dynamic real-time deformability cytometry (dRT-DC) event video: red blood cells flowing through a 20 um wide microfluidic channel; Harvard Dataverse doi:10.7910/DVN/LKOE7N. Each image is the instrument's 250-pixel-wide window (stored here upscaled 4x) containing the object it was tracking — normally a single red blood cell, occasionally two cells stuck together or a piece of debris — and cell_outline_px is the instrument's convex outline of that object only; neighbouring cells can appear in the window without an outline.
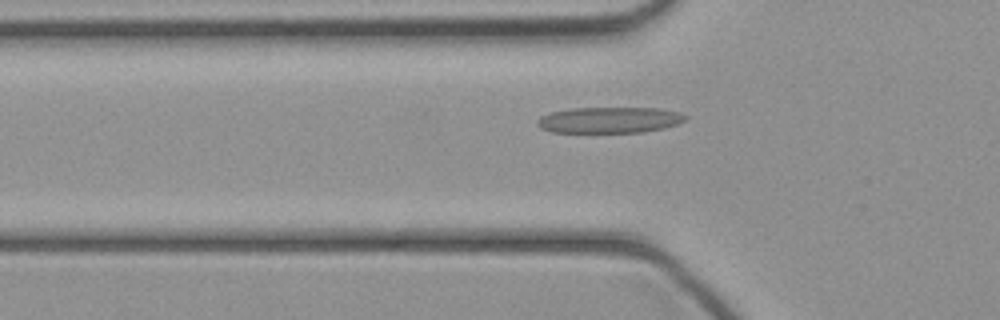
{"species": "common noctule bat (a hibernating species)", "species_latin": "Nyctalus noctula", "temperature_condition": "cold", "stored_images_in_passage": 42, "camera_frame_rate_fps": 3000, "um_per_image_px": 0.085, "animal": {"sex": "female", "body_mass_g": 21.9}, "frame": {"image": 1, "passage_image": 13, "time_ms": 4.0, "image_size_px": [1000, 320], "cell_outline_px": [[688, 120], [664, 128], [644, 132], [552, 132], [540, 128], [536, 124], [536, 120], [540, 116], [552, 112], [568, 108], [660, 108], [680, 112], [688, 116]], "centroid_in_image_um": [51.82, 10.19], "position_along_channel_um": 74.0, "area_um2": 22.66}}
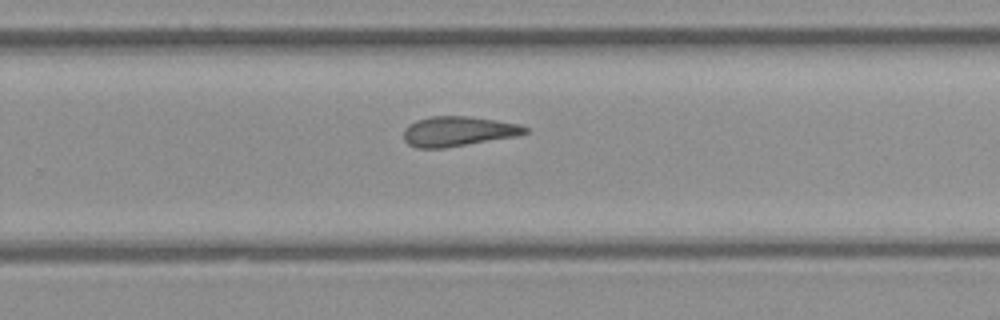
{"frame": {"image": 2, "passage_image": 27, "time_ms": 8.667, "image_size_px": [1000, 320], "cell_outline_px": [[528, 132], [516, 136], [444, 148], [416, 148], [408, 144], [404, 140], [404, 128], [408, 124], [416, 120], [432, 116], [472, 116], [520, 124], [528, 128]], "centroid_in_image_um": [38.92, 11.15], "position_along_channel_um": 290.9, "area_um2": 21.21}}
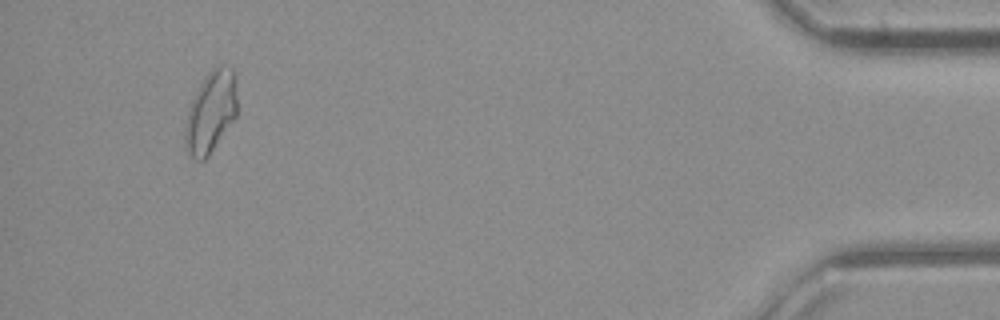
{"frame": {"image": 3, "passage_image": 40, "time_ms": 13.0, "image_size_px": [1000, 320], "cell_outline_px": [[236, 116], [208, 156], [204, 160], [196, 160], [188, 156], [184, 140], [184, 132], [188, 112], [192, 100], [204, 76], [212, 68], [220, 64], [224, 64], [232, 68], [236, 76]], "centroid_in_image_um": [17.91, 9.5], "position_along_channel_um": 417.3, "area_um2": 24.8}}